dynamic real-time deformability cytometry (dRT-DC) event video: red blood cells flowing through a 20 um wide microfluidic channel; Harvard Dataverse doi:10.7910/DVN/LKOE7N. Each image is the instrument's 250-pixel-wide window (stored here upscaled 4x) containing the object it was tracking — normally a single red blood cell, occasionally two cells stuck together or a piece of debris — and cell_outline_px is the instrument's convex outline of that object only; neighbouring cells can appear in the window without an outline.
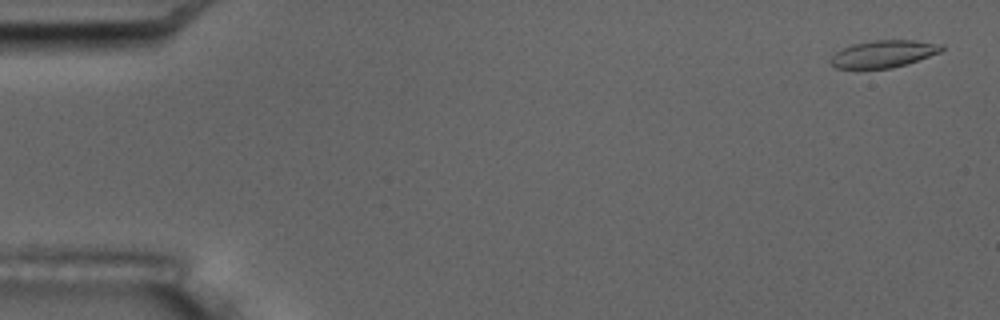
{"species": "common noctule bat (a hibernating species)", "species_latin": "Nyctalus noctula", "temperature_condition": "room temperature", "stored_images_in_passage": 3, "camera_frame_rate_fps": 3000, "um_per_image_px": 0.085, "animal": {"sex": "male", "body_mass_g": 17.5, "forearm_length_mm": 52.3}, "frame": {"image": 1, "passage_image": 1, "time_ms": 0.0, "image_size_px": [1000, 320], "cell_outline_px": [[944, 48], [940, 52], [892, 68], [836, 68], [828, 60], [836, 52], [852, 44], [876, 40], [916, 40], [944, 44]], "centroid_in_image_um": [75.1, 4.56], "position_along_channel_um": 9.9, "area_um2": 17.34}}